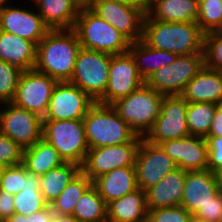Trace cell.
I'll use <instances>...</instances> for the list:
<instances>
[{
    "label": "cell",
    "instance_id": "cell-1",
    "mask_svg": "<svg viewBox=\"0 0 222 222\" xmlns=\"http://www.w3.org/2000/svg\"><path fill=\"white\" fill-rule=\"evenodd\" d=\"M81 44L73 29L50 30L36 46L34 69L57 82L70 81Z\"/></svg>",
    "mask_w": 222,
    "mask_h": 222
},
{
    "label": "cell",
    "instance_id": "cell-2",
    "mask_svg": "<svg viewBox=\"0 0 222 222\" xmlns=\"http://www.w3.org/2000/svg\"><path fill=\"white\" fill-rule=\"evenodd\" d=\"M142 41L174 54L203 53L204 33L197 22H162L145 16Z\"/></svg>",
    "mask_w": 222,
    "mask_h": 222
},
{
    "label": "cell",
    "instance_id": "cell-3",
    "mask_svg": "<svg viewBox=\"0 0 222 222\" xmlns=\"http://www.w3.org/2000/svg\"><path fill=\"white\" fill-rule=\"evenodd\" d=\"M83 123L89 149L129 143L137 136L111 105L95 102Z\"/></svg>",
    "mask_w": 222,
    "mask_h": 222
},
{
    "label": "cell",
    "instance_id": "cell-4",
    "mask_svg": "<svg viewBox=\"0 0 222 222\" xmlns=\"http://www.w3.org/2000/svg\"><path fill=\"white\" fill-rule=\"evenodd\" d=\"M73 30L81 48L109 55L128 52L131 42L90 8L80 9Z\"/></svg>",
    "mask_w": 222,
    "mask_h": 222
},
{
    "label": "cell",
    "instance_id": "cell-5",
    "mask_svg": "<svg viewBox=\"0 0 222 222\" xmlns=\"http://www.w3.org/2000/svg\"><path fill=\"white\" fill-rule=\"evenodd\" d=\"M163 100L164 95L144 83L111 106L138 136L144 137L159 116Z\"/></svg>",
    "mask_w": 222,
    "mask_h": 222
},
{
    "label": "cell",
    "instance_id": "cell-6",
    "mask_svg": "<svg viewBox=\"0 0 222 222\" xmlns=\"http://www.w3.org/2000/svg\"><path fill=\"white\" fill-rule=\"evenodd\" d=\"M42 138L59 152L65 162L83 164L89 150L83 119L43 120Z\"/></svg>",
    "mask_w": 222,
    "mask_h": 222
},
{
    "label": "cell",
    "instance_id": "cell-7",
    "mask_svg": "<svg viewBox=\"0 0 222 222\" xmlns=\"http://www.w3.org/2000/svg\"><path fill=\"white\" fill-rule=\"evenodd\" d=\"M110 59L109 54L81 48L69 82L97 101L108 85Z\"/></svg>",
    "mask_w": 222,
    "mask_h": 222
},
{
    "label": "cell",
    "instance_id": "cell-8",
    "mask_svg": "<svg viewBox=\"0 0 222 222\" xmlns=\"http://www.w3.org/2000/svg\"><path fill=\"white\" fill-rule=\"evenodd\" d=\"M203 65V53L180 55L173 63L153 72L145 83L161 95L180 96Z\"/></svg>",
    "mask_w": 222,
    "mask_h": 222
},
{
    "label": "cell",
    "instance_id": "cell-9",
    "mask_svg": "<svg viewBox=\"0 0 222 222\" xmlns=\"http://www.w3.org/2000/svg\"><path fill=\"white\" fill-rule=\"evenodd\" d=\"M142 138L137 135L129 143L90 148L81 165V172L93 181L116 168L135 166Z\"/></svg>",
    "mask_w": 222,
    "mask_h": 222
},
{
    "label": "cell",
    "instance_id": "cell-10",
    "mask_svg": "<svg viewBox=\"0 0 222 222\" xmlns=\"http://www.w3.org/2000/svg\"><path fill=\"white\" fill-rule=\"evenodd\" d=\"M0 108V132L21 148L28 149L42 138L43 119L40 116L11 102L1 103Z\"/></svg>",
    "mask_w": 222,
    "mask_h": 222
},
{
    "label": "cell",
    "instance_id": "cell-11",
    "mask_svg": "<svg viewBox=\"0 0 222 222\" xmlns=\"http://www.w3.org/2000/svg\"><path fill=\"white\" fill-rule=\"evenodd\" d=\"M187 105L181 96H164L160 114L143 139L160 145L167 140L189 136L185 117Z\"/></svg>",
    "mask_w": 222,
    "mask_h": 222
},
{
    "label": "cell",
    "instance_id": "cell-12",
    "mask_svg": "<svg viewBox=\"0 0 222 222\" xmlns=\"http://www.w3.org/2000/svg\"><path fill=\"white\" fill-rule=\"evenodd\" d=\"M56 83L55 79L36 69L23 71L11 103L43 118Z\"/></svg>",
    "mask_w": 222,
    "mask_h": 222
},
{
    "label": "cell",
    "instance_id": "cell-13",
    "mask_svg": "<svg viewBox=\"0 0 222 222\" xmlns=\"http://www.w3.org/2000/svg\"><path fill=\"white\" fill-rule=\"evenodd\" d=\"M95 102L87 93L71 82H57L53 88L47 111L42 119H83Z\"/></svg>",
    "mask_w": 222,
    "mask_h": 222
},
{
    "label": "cell",
    "instance_id": "cell-14",
    "mask_svg": "<svg viewBox=\"0 0 222 222\" xmlns=\"http://www.w3.org/2000/svg\"><path fill=\"white\" fill-rule=\"evenodd\" d=\"M144 83L129 51L111 55L108 85L104 94L96 102L111 105L134 92Z\"/></svg>",
    "mask_w": 222,
    "mask_h": 222
},
{
    "label": "cell",
    "instance_id": "cell-15",
    "mask_svg": "<svg viewBox=\"0 0 222 222\" xmlns=\"http://www.w3.org/2000/svg\"><path fill=\"white\" fill-rule=\"evenodd\" d=\"M176 168L175 162L160 145L141 139L135 163L138 188L146 191Z\"/></svg>",
    "mask_w": 222,
    "mask_h": 222
},
{
    "label": "cell",
    "instance_id": "cell-16",
    "mask_svg": "<svg viewBox=\"0 0 222 222\" xmlns=\"http://www.w3.org/2000/svg\"><path fill=\"white\" fill-rule=\"evenodd\" d=\"M90 9L115 27L131 43L142 40L146 16L142 9L110 0H98Z\"/></svg>",
    "mask_w": 222,
    "mask_h": 222
},
{
    "label": "cell",
    "instance_id": "cell-17",
    "mask_svg": "<svg viewBox=\"0 0 222 222\" xmlns=\"http://www.w3.org/2000/svg\"><path fill=\"white\" fill-rule=\"evenodd\" d=\"M0 30L27 39L37 46L50 28L38 12L9 4L0 9Z\"/></svg>",
    "mask_w": 222,
    "mask_h": 222
},
{
    "label": "cell",
    "instance_id": "cell-18",
    "mask_svg": "<svg viewBox=\"0 0 222 222\" xmlns=\"http://www.w3.org/2000/svg\"><path fill=\"white\" fill-rule=\"evenodd\" d=\"M176 166L185 171L207 170L208 144L205 137H187L164 141L160 144Z\"/></svg>",
    "mask_w": 222,
    "mask_h": 222
},
{
    "label": "cell",
    "instance_id": "cell-19",
    "mask_svg": "<svg viewBox=\"0 0 222 222\" xmlns=\"http://www.w3.org/2000/svg\"><path fill=\"white\" fill-rule=\"evenodd\" d=\"M219 191L215 172L187 171L181 206L195 216Z\"/></svg>",
    "mask_w": 222,
    "mask_h": 222
},
{
    "label": "cell",
    "instance_id": "cell-20",
    "mask_svg": "<svg viewBox=\"0 0 222 222\" xmlns=\"http://www.w3.org/2000/svg\"><path fill=\"white\" fill-rule=\"evenodd\" d=\"M180 96L188 103H214L222 100V72L203 65L183 89Z\"/></svg>",
    "mask_w": 222,
    "mask_h": 222
},
{
    "label": "cell",
    "instance_id": "cell-21",
    "mask_svg": "<svg viewBox=\"0 0 222 222\" xmlns=\"http://www.w3.org/2000/svg\"><path fill=\"white\" fill-rule=\"evenodd\" d=\"M186 173L187 171L177 167L155 186L147 189L145 191L147 209L180 206Z\"/></svg>",
    "mask_w": 222,
    "mask_h": 222
},
{
    "label": "cell",
    "instance_id": "cell-22",
    "mask_svg": "<svg viewBox=\"0 0 222 222\" xmlns=\"http://www.w3.org/2000/svg\"><path fill=\"white\" fill-rule=\"evenodd\" d=\"M92 185L108 204L138 188L135 166L116 168L95 178Z\"/></svg>",
    "mask_w": 222,
    "mask_h": 222
},
{
    "label": "cell",
    "instance_id": "cell-23",
    "mask_svg": "<svg viewBox=\"0 0 222 222\" xmlns=\"http://www.w3.org/2000/svg\"><path fill=\"white\" fill-rule=\"evenodd\" d=\"M198 0H150L146 16L162 22H197Z\"/></svg>",
    "mask_w": 222,
    "mask_h": 222
},
{
    "label": "cell",
    "instance_id": "cell-24",
    "mask_svg": "<svg viewBox=\"0 0 222 222\" xmlns=\"http://www.w3.org/2000/svg\"><path fill=\"white\" fill-rule=\"evenodd\" d=\"M146 194L140 188L107 204V222H147Z\"/></svg>",
    "mask_w": 222,
    "mask_h": 222
},
{
    "label": "cell",
    "instance_id": "cell-25",
    "mask_svg": "<svg viewBox=\"0 0 222 222\" xmlns=\"http://www.w3.org/2000/svg\"><path fill=\"white\" fill-rule=\"evenodd\" d=\"M0 60L26 71L34 69L36 45L15 34L0 30Z\"/></svg>",
    "mask_w": 222,
    "mask_h": 222
},
{
    "label": "cell",
    "instance_id": "cell-26",
    "mask_svg": "<svg viewBox=\"0 0 222 222\" xmlns=\"http://www.w3.org/2000/svg\"><path fill=\"white\" fill-rule=\"evenodd\" d=\"M31 1L38 7L37 12L50 30L74 28L80 9L72 0Z\"/></svg>",
    "mask_w": 222,
    "mask_h": 222
},
{
    "label": "cell",
    "instance_id": "cell-27",
    "mask_svg": "<svg viewBox=\"0 0 222 222\" xmlns=\"http://www.w3.org/2000/svg\"><path fill=\"white\" fill-rule=\"evenodd\" d=\"M133 56L139 75L146 81L148 77L171 63L178 57L177 54L150 48L142 40L131 43L129 50Z\"/></svg>",
    "mask_w": 222,
    "mask_h": 222
},
{
    "label": "cell",
    "instance_id": "cell-28",
    "mask_svg": "<svg viewBox=\"0 0 222 222\" xmlns=\"http://www.w3.org/2000/svg\"><path fill=\"white\" fill-rule=\"evenodd\" d=\"M64 163L59 152L43 138L23 151L22 164L28 172L37 176H42Z\"/></svg>",
    "mask_w": 222,
    "mask_h": 222
},
{
    "label": "cell",
    "instance_id": "cell-29",
    "mask_svg": "<svg viewBox=\"0 0 222 222\" xmlns=\"http://www.w3.org/2000/svg\"><path fill=\"white\" fill-rule=\"evenodd\" d=\"M80 172L79 164L65 162L39 176L40 191L45 201L50 205Z\"/></svg>",
    "mask_w": 222,
    "mask_h": 222
},
{
    "label": "cell",
    "instance_id": "cell-30",
    "mask_svg": "<svg viewBox=\"0 0 222 222\" xmlns=\"http://www.w3.org/2000/svg\"><path fill=\"white\" fill-rule=\"evenodd\" d=\"M48 205L40 191L39 176L28 172L22 191L14 195L15 213L30 216Z\"/></svg>",
    "mask_w": 222,
    "mask_h": 222
},
{
    "label": "cell",
    "instance_id": "cell-31",
    "mask_svg": "<svg viewBox=\"0 0 222 222\" xmlns=\"http://www.w3.org/2000/svg\"><path fill=\"white\" fill-rule=\"evenodd\" d=\"M72 216L80 222H107V204L93 185L77 201Z\"/></svg>",
    "mask_w": 222,
    "mask_h": 222
},
{
    "label": "cell",
    "instance_id": "cell-32",
    "mask_svg": "<svg viewBox=\"0 0 222 222\" xmlns=\"http://www.w3.org/2000/svg\"><path fill=\"white\" fill-rule=\"evenodd\" d=\"M92 185V180L80 172L50 204L57 215H72L77 201Z\"/></svg>",
    "mask_w": 222,
    "mask_h": 222
},
{
    "label": "cell",
    "instance_id": "cell-33",
    "mask_svg": "<svg viewBox=\"0 0 222 222\" xmlns=\"http://www.w3.org/2000/svg\"><path fill=\"white\" fill-rule=\"evenodd\" d=\"M217 107L214 103H188L185 117L189 134L206 138Z\"/></svg>",
    "mask_w": 222,
    "mask_h": 222
},
{
    "label": "cell",
    "instance_id": "cell-34",
    "mask_svg": "<svg viewBox=\"0 0 222 222\" xmlns=\"http://www.w3.org/2000/svg\"><path fill=\"white\" fill-rule=\"evenodd\" d=\"M199 2L197 23L201 31L206 34L218 31L222 26V0H208Z\"/></svg>",
    "mask_w": 222,
    "mask_h": 222
},
{
    "label": "cell",
    "instance_id": "cell-35",
    "mask_svg": "<svg viewBox=\"0 0 222 222\" xmlns=\"http://www.w3.org/2000/svg\"><path fill=\"white\" fill-rule=\"evenodd\" d=\"M23 70L0 60V104L12 102Z\"/></svg>",
    "mask_w": 222,
    "mask_h": 222
},
{
    "label": "cell",
    "instance_id": "cell-36",
    "mask_svg": "<svg viewBox=\"0 0 222 222\" xmlns=\"http://www.w3.org/2000/svg\"><path fill=\"white\" fill-rule=\"evenodd\" d=\"M203 54L206 67L222 72V32L204 34Z\"/></svg>",
    "mask_w": 222,
    "mask_h": 222
},
{
    "label": "cell",
    "instance_id": "cell-37",
    "mask_svg": "<svg viewBox=\"0 0 222 222\" xmlns=\"http://www.w3.org/2000/svg\"><path fill=\"white\" fill-rule=\"evenodd\" d=\"M28 173L23 164L8 166L0 170V190L15 195L25 186V177Z\"/></svg>",
    "mask_w": 222,
    "mask_h": 222
},
{
    "label": "cell",
    "instance_id": "cell-38",
    "mask_svg": "<svg viewBox=\"0 0 222 222\" xmlns=\"http://www.w3.org/2000/svg\"><path fill=\"white\" fill-rule=\"evenodd\" d=\"M192 215L181 205L148 209L147 222H190Z\"/></svg>",
    "mask_w": 222,
    "mask_h": 222
},
{
    "label": "cell",
    "instance_id": "cell-39",
    "mask_svg": "<svg viewBox=\"0 0 222 222\" xmlns=\"http://www.w3.org/2000/svg\"><path fill=\"white\" fill-rule=\"evenodd\" d=\"M23 151L17 143L0 132V167L22 164Z\"/></svg>",
    "mask_w": 222,
    "mask_h": 222
},
{
    "label": "cell",
    "instance_id": "cell-40",
    "mask_svg": "<svg viewBox=\"0 0 222 222\" xmlns=\"http://www.w3.org/2000/svg\"><path fill=\"white\" fill-rule=\"evenodd\" d=\"M222 214V190L211 198L203 209H201L195 217L206 222H219Z\"/></svg>",
    "mask_w": 222,
    "mask_h": 222
},
{
    "label": "cell",
    "instance_id": "cell-41",
    "mask_svg": "<svg viewBox=\"0 0 222 222\" xmlns=\"http://www.w3.org/2000/svg\"><path fill=\"white\" fill-rule=\"evenodd\" d=\"M208 144V167L211 172H215L222 166V136H207Z\"/></svg>",
    "mask_w": 222,
    "mask_h": 222
},
{
    "label": "cell",
    "instance_id": "cell-42",
    "mask_svg": "<svg viewBox=\"0 0 222 222\" xmlns=\"http://www.w3.org/2000/svg\"><path fill=\"white\" fill-rule=\"evenodd\" d=\"M14 213V195L0 190V222L11 217Z\"/></svg>",
    "mask_w": 222,
    "mask_h": 222
},
{
    "label": "cell",
    "instance_id": "cell-43",
    "mask_svg": "<svg viewBox=\"0 0 222 222\" xmlns=\"http://www.w3.org/2000/svg\"><path fill=\"white\" fill-rule=\"evenodd\" d=\"M54 214L52 206L48 205L42 210L30 215V222H51Z\"/></svg>",
    "mask_w": 222,
    "mask_h": 222
},
{
    "label": "cell",
    "instance_id": "cell-44",
    "mask_svg": "<svg viewBox=\"0 0 222 222\" xmlns=\"http://www.w3.org/2000/svg\"><path fill=\"white\" fill-rule=\"evenodd\" d=\"M208 136H222V109L220 107L216 108L215 116L213 118Z\"/></svg>",
    "mask_w": 222,
    "mask_h": 222
},
{
    "label": "cell",
    "instance_id": "cell-45",
    "mask_svg": "<svg viewBox=\"0 0 222 222\" xmlns=\"http://www.w3.org/2000/svg\"><path fill=\"white\" fill-rule=\"evenodd\" d=\"M127 6L142 9L145 13L148 10L150 0H110Z\"/></svg>",
    "mask_w": 222,
    "mask_h": 222
},
{
    "label": "cell",
    "instance_id": "cell-46",
    "mask_svg": "<svg viewBox=\"0 0 222 222\" xmlns=\"http://www.w3.org/2000/svg\"><path fill=\"white\" fill-rule=\"evenodd\" d=\"M51 222H80L72 215H57L54 214Z\"/></svg>",
    "mask_w": 222,
    "mask_h": 222
},
{
    "label": "cell",
    "instance_id": "cell-47",
    "mask_svg": "<svg viewBox=\"0 0 222 222\" xmlns=\"http://www.w3.org/2000/svg\"><path fill=\"white\" fill-rule=\"evenodd\" d=\"M3 222H30V216H23L14 213L11 217L5 219Z\"/></svg>",
    "mask_w": 222,
    "mask_h": 222
},
{
    "label": "cell",
    "instance_id": "cell-48",
    "mask_svg": "<svg viewBox=\"0 0 222 222\" xmlns=\"http://www.w3.org/2000/svg\"><path fill=\"white\" fill-rule=\"evenodd\" d=\"M79 9L91 8L98 0H72Z\"/></svg>",
    "mask_w": 222,
    "mask_h": 222
},
{
    "label": "cell",
    "instance_id": "cell-49",
    "mask_svg": "<svg viewBox=\"0 0 222 222\" xmlns=\"http://www.w3.org/2000/svg\"><path fill=\"white\" fill-rule=\"evenodd\" d=\"M218 187L222 190V166L215 171Z\"/></svg>",
    "mask_w": 222,
    "mask_h": 222
},
{
    "label": "cell",
    "instance_id": "cell-50",
    "mask_svg": "<svg viewBox=\"0 0 222 222\" xmlns=\"http://www.w3.org/2000/svg\"><path fill=\"white\" fill-rule=\"evenodd\" d=\"M7 1H12V0H0V9H2L4 6L8 5L9 3ZM7 3V4H6Z\"/></svg>",
    "mask_w": 222,
    "mask_h": 222
},
{
    "label": "cell",
    "instance_id": "cell-51",
    "mask_svg": "<svg viewBox=\"0 0 222 222\" xmlns=\"http://www.w3.org/2000/svg\"><path fill=\"white\" fill-rule=\"evenodd\" d=\"M190 222H206V221L201 220V219H199V218H197L195 216H192L191 219H190Z\"/></svg>",
    "mask_w": 222,
    "mask_h": 222
},
{
    "label": "cell",
    "instance_id": "cell-52",
    "mask_svg": "<svg viewBox=\"0 0 222 222\" xmlns=\"http://www.w3.org/2000/svg\"><path fill=\"white\" fill-rule=\"evenodd\" d=\"M218 107L222 109V100L219 102Z\"/></svg>",
    "mask_w": 222,
    "mask_h": 222
},
{
    "label": "cell",
    "instance_id": "cell-53",
    "mask_svg": "<svg viewBox=\"0 0 222 222\" xmlns=\"http://www.w3.org/2000/svg\"><path fill=\"white\" fill-rule=\"evenodd\" d=\"M219 222H222V214L220 215V219H219Z\"/></svg>",
    "mask_w": 222,
    "mask_h": 222
}]
</instances>
